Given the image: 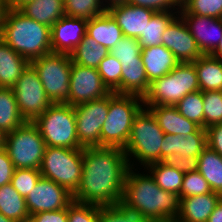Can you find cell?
<instances>
[{
    "instance_id": "6da1fadb",
    "label": "cell",
    "mask_w": 222,
    "mask_h": 222,
    "mask_svg": "<svg viewBox=\"0 0 222 222\" xmlns=\"http://www.w3.org/2000/svg\"><path fill=\"white\" fill-rule=\"evenodd\" d=\"M130 168L123 149L118 147L83 148V171L73 200L96 205H114L123 197Z\"/></svg>"
},
{
    "instance_id": "7a4b0ae2",
    "label": "cell",
    "mask_w": 222,
    "mask_h": 222,
    "mask_svg": "<svg viewBox=\"0 0 222 222\" xmlns=\"http://www.w3.org/2000/svg\"><path fill=\"white\" fill-rule=\"evenodd\" d=\"M135 168L128 169L122 200L151 222H175L180 212V195L161 189L149 172L141 174Z\"/></svg>"
},
{
    "instance_id": "3957f363",
    "label": "cell",
    "mask_w": 222,
    "mask_h": 222,
    "mask_svg": "<svg viewBox=\"0 0 222 222\" xmlns=\"http://www.w3.org/2000/svg\"><path fill=\"white\" fill-rule=\"evenodd\" d=\"M0 38L29 62L52 53L51 28L8 9Z\"/></svg>"
},
{
    "instance_id": "277c9868",
    "label": "cell",
    "mask_w": 222,
    "mask_h": 222,
    "mask_svg": "<svg viewBox=\"0 0 222 222\" xmlns=\"http://www.w3.org/2000/svg\"><path fill=\"white\" fill-rule=\"evenodd\" d=\"M164 134L152 112L143 106L133 120L129 140L123 149L129 166L134 168L139 162L137 165L141 164L145 169L152 163L161 162Z\"/></svg>"
},
{
    "instance_id": "5b68a950",
    "label": "cell",
    "mask_w": 222,
    "mask_h": 222,
    "mask_svg": "<svg viewBox=\"0 0 222 222\" xmlns=\"http://www.w3.org/2000/svg\"><path fill=\"white\" fill-rule=\"evenodd\" d=\"M144 106L137 95L109 94V111L100 133V147L124 149L131 133L136 114Z\"/></svg>"
},
{
    "instance_id": "8992f818",
    "label": "cell",
    "mask_w": 222,
    "mask_h": 222,
    "mask_svg": "<svg viewBox=\"0 0 222 222\" xmlns=\"http://www.w3.org/2000/svg\"><path fill=\"white\" fill-rule=\"evenodd\" d=\"M193 62L179 63L171 72L154 80L143 97L144 106H175L188 93L199 91Z\"/></svg>"
},
{
    "instance_id": "52a82bcc",
    "label": "cell",
    "mask_w": 222,
    "mask_h": 222,
    "mask_svg": "<svg viewBox=\"0 0 222 222\" xmlns=\"http://www.w3.org/2000/svg\"><path fill=\"white\" fill-rule=\"evenodd\" d=\"M33 123L38 127L46 146L83 148L78 141L73 106L52 103Z\"/></svg>"
},
{
    "instance_id": "ba28073f",
    "label": "cell",
    "mask_w": 222,
    "mask_h": 222,
    "mask_svg": "<svg viewBox=\"0 0 222 222\" xmlns=\"http://www.w3.org/2000/svg\"><path fill=\"white\" fill-rule=\"evenodd\" d=\"M83 171V148H62L46 146L40 173L60 186L74 193Z\"/></svg>"
},
{
    "instance_id": "9c48e42d",
    "label": "cell",
    "mask_w": 222,
    "mask_h": 222,
    "mask_svg": "<svg viewBox=\"0 0 222 222\" xmlns=\"http://www.w3.org/2000/svg\"><path fill=\"white\" fill-rule=\"evenodd\" d=\"M46 144L38 127L26 121L7 133L5 149L15 169L40 170Z\"/></svg>"
},
{
    "instance_id": "30bf717a",
    "label": "cell",
    "mask_w": 222,
    "mask_h": 222,
    "mask_svg": "<svg viewBox=\"0 0 222 222\" xmlns=\"http://www.w3.org/2000/svg\"><path fill=\"white\" fill-rule=\"evenodd\" d=\"M52 103H67L70 95L72 59L68 54L50 53L30 62Z\"/></svg>"
},
{
    "instance_id": "8fae6325",
    "label": "cell",
    "mask_w": 222,
    "mask_h": 222,
    "mask_svg": "<svg viewBox=\"0 0 222 222\" xmlns=\"http://www.w3.org/2000/svg\"><path fill=\"white\" fill-rule=\"evenodd\" d=\"M12 90L18 110L25 121L33 122L52 104L31 63L23 70L17 82L12 86Z\"/></svg>"
},
{
    "instance_id": "7c38bea8",
    "label": "cell",
    "mask_w": 222,
    "mask_h": 222,
    "mask_svg": "<svg viewBox=\"0 0 222 222\" xmlns=\"http://www.w3.org/2000/svg\"><path fill=\"white\" fill-rule=\"evenodd\" d=\"M109 111V95L74 107L80 145L100 147V133Z\"/></svg>"
},
{
    "instance_id": "4fadbf2b",
    "label": "cell",
    "mask_w": 222,
    "mask_h": 222,
    "mask_svg": "<svg viewBox=\"0 0 222 222\" xmlns=\"http://www.w3.org/2000/svg\"><path fill=\"white\" fill-rule=\"evenodd\" d=\"M111 91L103 83L95 68L71 64L70 95L68 105L73 107L109 95Z\"/></svg>"
},
{
    "instance_id": "5bb4252c",
    "label": "cell",
    "mask_w": 222,
    "mask_h": 222,
    "mask_svg": "<svg viewBox=\"0 0 222 222\" xmlns=\"http://www.w3.org/2000/svg\"><path fill=\"white\" fill-rule=\"evenodd\" d=\"M25 200L29 214L33 215L67 208L73 196L65 187L41 177Z\"/></svg>"
},
{
    "instance_id": "9a60e30c",
    "label": "cell",
    "mask_w": 222,
    "mask_h": 222,
    "mask_svg": "<svg viewBox=\"0 0 222 222\" xmlns=\"http://www.w3.org/2000/svg\"><path fill=\"white\" fill-rule=\"evenodd\" d=\"M162 45L169 49L180 63L194 62L203 55L179 14L162 34Z\"/></svg>"
},
{
    "instance_id": "2e32d148",
    "label": "cell",
    "mask_w": 222,
    "mask_h": 222,
    "mask_svg": "<svg viewBox=\"0 0 222 222\" xmlns=\"http://www.w3.org/2000/svg\"><path fill=\"white\" fill-rule=\"evenodd\" d=\"M203 54H211L222 39V18L179 13Z\"/></svg>"
},
{
    "instance_id": "e0dca14e",
    "label": "cell",
    "mask_w": 222,
    "mask_h": 222,
    "mask_svg": "<svg viewBox=\"0 0 222 222\" xmlns=\"http://www.w3.org/2000/svg\"><path fill=\"white\" fill-rule=\"evenodd\" d=\"M88 20L63 16L51 27L52 53L70 55L87 32Z\"/></svg>"
},
{
    "instance_id": "ac0fdd59",
    "label": "cell",
    "mask_w": 222,
    "mask_h": 222,
    "mask_svg": "<svg viewBox=\"0 0 222 222\" xmlns=\"http://www.w3.org/2000/svg\"><path fill=\"white\" fill-rule=\"evenodd\" d=\"M107 11L117 21L123 36L135 39L144 35L146 25L156 13L151 9L128 4L127 2L110 6Z\"/></svg>"
},
{
    "instance_id": "d6986e66",
    "label": "cell",
    "mask_w": 222,
    "mask_h": 222,
    "mask_svg": "<svg viewBox=\"0 0 222 222\" xmlns=\"http://www.w3.org/2000/svg\"><path fill=\"white\" fill-rule=\"evenodd\" d=\"M144 107L152 112L164 133L187 135L193 132H206V129L181 115L175 106L155 105Z\"/></svg>"
},
{
    "instance_id": "ffe728a7",
    "label": "cell",
    "mask_w": 222,
    "mask_h": 222,
    "mask_svg": "<svg viewBox=\"0 0 222 222\" xmlns=\"http://www.w3.org/2000/svg\"><path fill=\"white\" fill-rule=\"evenodd\" d=\"M222 195L210 192L181 198L180 212L175 222H207Z\"/></svg>"
},
{
    "instance_id": "44dd1931",
    "label": "cell",
    "mask_w": 222,
    "mask_h": 222,
    "mask_svg": "<svg viewBox=\"0 0 222 222\" xmlns=\"http://www.w3.org/2000/svg\"><path fill=\"white\" fill-rule=\"evenodd\" d=\"M206 147V132H193L187 135L165 133L161 145V160L172 153H179L183 157L199 156Z\"/></svg>"
},
{
    "instance_id": "7402d4cb",
    "label": "cell",
    "mask_w": 222,
    "mask_h": 222,
    "mask_svg": "<svg viewBox=\"0 0 222 222\" xmlns=\"http://www.w3.org/2000/svg\"><path fill=\"white\" fill-rule=\"evenodd\" d=\"M141 59L150 83L171 72L180 63L164 45L141 48Z\"/></svg>"
},
{
    "instance_id": "603a6c76",
    "label": "cell",
    "mask_w": 222,
    "mask_h": 222,
    "mask_svg": "<svg viewBox=\"0 0 222 222\" xmlns=\"http://www.w3.org/2000/svg\"><path fill=\"white\" fill-rule=\"evenodd\" d=\"M86 33L109 51L124 37L117 21L108 11L88 20Z\"/></svg>"
},
{
    "instance_id": "cb8c5ba5",
    "label": "cell",
    "mask_w": 222,
    "mask_h": 222,
    "mask_svg": "<svg viewBox=\"0 0 222 222\" xmlns=\"http://www.w3.org/2000/svg\"><path fill=\"white\" fill-rule=\"evenodd\" d=\"M122 64L121 94L144 97L150 88L142 60L119 61Z\"/></svg>"
},
{
    "instance_id": "d4e9b609",
    "label": "cell",
    "mask_w": 222,
    "mask_h": 222,
    "mask_svg": "<svg viewBox=\"0 0 222 222\" xmlns=\"http://www.w3.org/2000/svg\"><path fill=\"white\" fill-rule=\"evenodd\" d=\"M29 63L0 38V87L12 88Z\"/></svg>"
},
{
    "instance_id": "484cf974",
    "label": "cell",
    "mask_w": 222,
    "mask_h": 222,
    "mask_svg": "<svg viewBox=\"0 0 222 222\" xmlns=\"http://www.w3.org/2000/svg\"><path fill=\"white\" fill-rule=\"evenodd\" d=\"M193 64L200 91H222V60L203 54Z\"/></svg>"
},
{
    "instance_id": "4316f807",
    "label": "cell",
    "mask_w": 222,
    "mask_h": 222,
    "mask_svg": "<svg viewBox=\"0 0 222 222\" xmlns=\"http://www.w3.org/2000/svg\"><path fill=\"white\" fill-rule=\"evenodd\" d=\"M26 17L52 27L65 16L64 0H34L19 9Z\"/></svg>"
},
{
    "instance_id": "83f0119b",
    "label": "cell",
    "mask_w": 222,
    "mask_h": 222,
    "mask_svg": "<svg viewBox=\"0 0 222 222\" xmlns=\"http://www.w3.org/2000/svg\"><path fill=\"white\" fill-rule=\"evenodd\" d=\"M0 213L15 222H29L26 200L11 183L0 187Z\"/></svg>"
},
{
    "instance_id": "f1b7e54d",
    "label": "cell",
    "mask_w": 222,
    "mask_h": 222,
    "mask_svg": "<svg viewBox=\"0 0 222 222\" xmlns=\"http://www.w3.org/2000/svg\"><path fill=\"white\" fill-rule=\"evenodd\" d=\"M109 52L105 46L98 44L95 39L86 33L70 56L73 63L97 69L99 63Z\"/></svg>"
},
{
    "instance_id": "f546056e",
    "label": "cell",
    "mask_w": 222,
    "mask_h": 222,
    "mask_svg": "<svg viewBox=\"0 0 222 222\" xmlns=\"http://www.w3.org/2000/svg\"><path fill=\"white\" fill-rule=\"evenodd\" d=\"M198 172L208 182L212 192L222 195V157L208 146L199 155Z\"/></svg>"
},
{
    "instance_id": "4dcf8cb0",
    "label": "cell",
    "mask_w": 222,
    "mask_h": 222,
    "mask_svg": "<svg viewBox=\"0 0 222 222\" xmlns=\"http://www.w3.org/2000/svg\"><path fill=\"white\" fill-rule=\"evenodd\" d=\"M25 122L18 110L12 88L0 87V128L9 133Z\"/></svg>"
},
{
    "instance_id": "1f68e13d",
    "label": "cell",
    "mask_w": 222,
    "mask_h": 222,
    "mask_svg": "<svg viewBox=\"0 0 222 222\" xmlns=\"http://www.w3.org/2000/svg\"><path fill=\"white\" fill-rule=\"evenodd\" d=\"M145 171L151 174L161 189L180 194L184 173L177 168L165 165L162 162H156L148 165Z\"/></svg>"
},
{
    "instance_id": "d6a6232c",
    "label": "cell",
    "mask_w": 222,
    "mask_h": 222,
    "mask_svg": "<svg viewBox=\"0 0 222 222\" xmlns=\"http://www.w3.org/2000/svg\"><path fill=\"white\" fill-rule=\"evenodd\" d=\"M179 11L156 12L146 25L144 35L138 39L141 48L162 45V34Z\"/></svg>"
},
{
    "instance_id": "836d02e7",
    "label": "cell",
    "mask_w": 222,
    "mask_h": 222,
    "mask_svg": "<svg viewBox=\"0 0 222 222\" xmlns=\"http://www.w3.org/2000/svg\"><path fill=\"white\" fill-rule=\"evenodd\" d=\"M99 222H151L122 199L114 205H99Z\"/></svg>"
},
{
    "instance_id": "e575fe53",
    "label": "cell",
    "mask_w": 222,
    "mask_h": 222,
    "mask_svg": "<svg viewBox=\"0 0 222 222\" xmlns=\"http://www.w3.org/2000/svg\"><path fill=\"white\" fill-rule=\"evenodd\" d=\"M64 8L66 16L86 20L107 11L102 0H64Z\"/></svg>"
},
{
    "instance_id": "d590c367",
    "label": "cell",
    "mask_w": 222,
    "mask_h": 222,
    "mask_svg": "<svg viewBox=\"0 0 222 222\" xmlns=\"http://www.w3.org/2000/svg\"><path fill=\"white\" fill-rule=\"evenodd\" d=\"M175 107L181 115L204 128V104L202 91L188 93Z\"/></svg>"
},
{
    "instance_id": "8d00e7d4",
    "label": "cell",
    "mask_w": 222,
    "mask_h": 222,
    "mask_svg": "<svg viewBox=\"0 0 222 222\" xmlns=\"http://www.w3.org/2000/svg\"><path fill=\"white\" fill-rule=\"evenodd\" d=\"M103 83L111 92L121 94L122 64L111 54H108L97 67Z\"/></svg>"
},
{
    "instance_id": "74e56055",
    "label": "cell",
    "mask_w": 222,
    "mask_h": 222,
    "mask_svg": "<svg viewBox=\"0 0 222 222\" xmlns=\"http://www.w3.org/2000/svg\"><path fill=\"white\" fill-rule=\"evenodd\" d=\"M179 13L222 18V0H181Z\"/></svg>"
},
{
    "instance_id": "f35d334b",
    "label": "cell",
    "mask_w": 222,
    "mask_h": 222,
    "mask_svg": "<svg viewBox=\"0 0 222 222\" xmlns=\"http://www.w3.org/2000/svg\"><path fill=\"white\" fill-rule=\"evenodd\" d=\"M204 104V129L222 123V91L202 92Z\"/></svg>"
},
{
    "instance_id": "ab89813d",
    "label": "cell",
    "mask_w": 222,
    "mask_h": 222,
    "mask_svg": "<svg viewBox=\"0 0 222 222\" xmlns=\"http://www.w3.org/2000/svg\"><path fill=\"white\" fill-rule=\"evenodd\" d=\"M42 177L37 169H15L11 179V185L26 198Z\"/></svg>"
},
{
    "instance_id": "60d3db41",
    "label": "cell",
    "mask_w": 222,
    "mask_h": 222,
    "mask_svg": "<svg viewBox=\"0 0 222 222\" xmlns=\"http://www.w3.org/2000/svg\"><path fill=\"white\" fill-rule=\"evenodd\" d=\"M68 222H99V205L73 200L68 205Z\"/></svg>"
},
{
    "instance_id": "b9f144b4",
    "label": "cell",
    "mask_w": 222,
    "mask_h": 222,
    "mask_svg": "<svg viewBox=\"0 0 222 222\" xmlns=\"http://www.w3.org/2000/svg\"><path fill=\"white\" fill-rule=\"evenodd\" d=\"M212 192L208 182L198 171L184 173L180 198L197 196Z\"/></svg>"
},
{
    "instance_id": "7bdbcfd3",
    "label": "cell",
    "mask_w": 222,
    "mask_h": 222,
    "mask_svg": "<svg viewBox=\"0 0 222 222\" xmlns=\"http://www.w3.org/2000/svg\"><path fill=\"white\" fill-rule=\"evenodd\" d=\"M118 61L142 60L141 46L138 39L123 37L109 52Z\"/></svg>"
},
{
    "instance_id": "ee69618b",
    "label": "cell",
    "mask_w": 222,
    "mask_h": 222,
    "mask_svg": "<svg viewBox=\"0 0 222 222\" xmlns=\"http://www.w3.org/2000/svg\"><path fill=\"white\" fill-rule=\"evenodd\" d=\"M161 162L173 166L183 173L198 171L199 156L183 157L179 153H172L164 157Z\"/></svg>"
},
{
    "instance_id": "f6af8a7d",
    "label": "cell",
    "mask_w": 222,
    "mask_h": 222,
    "mask_svg": "<svg viewBox=\"0 0 222 222\" xmlns=\"http://www.w3.org/2000/svg\"><path fill=\"white\" fill-rule=\"evenodd\" d=\"M128 4L141 6L154 12L180 11L181 0H127Z\"/></svg>"
},
{
    "instance_id": "bcb514c9",
    "label": "cell",
    "mask_w": 222,
    "mask_h": 222,
    "mask_svg": "<svg viewBox=\"0 0 222 222\" xmlns=\"http://www.w3.org/2000/svg\"><path fill=\"white\" fill-rule=\"evenodd\" d=\"M29 222H68V207L30 215Z\"/></svg>"
},
{
    "instance_id": "7dc6e473",
    "label": "cell",
    "mask_w": 222,
    "mask_h": 222,
    "mask_svg": "<svg viewBox=\"0 0 222 222\" xmlns=\"http://www.w3.org/2000/svg\"><path fill=\"white\" fill-rule=\"evenodd\" d=\"M15 167L5 148L0 150V187L11 182Z\"/></svg>"
},
{
    "instance_id": "c3c4849f",
    "label": "cell",
    "mask_w": 222,
    "mask_h": 222,
    "mask_svg": "<svg viewBox=\"0 0 222 222\" xmlns=\"http://www.w3.org/2000/svg\"><path fill=\"white\" fill-rule=\"evenodd\" d=\"M207 146L222 157V123L206 128Z\"/></svg>"
},
{
    "instance_id": "681fc988",
    "label": "cell",
    "mask_w": 222,
    "mask_h": 222,
    "mask_svg": "<svg viewBox=\"0 0 222 222\" xmlns=\"http://www.w3.org/2000/svg\"><path fill=\"white\" fill-rule=\"evenodd\" d=\"M207 222H222V199L218 202Z\"/></svg>"
},
{
    "instance_id": "f907efd6",
    "label": "cell",
    "mask_w": 222,
    "mask_h": 222,
    "mask_svg": "<svg viewBox=\"0 0 222 222\" xmlns=\"http://www.w3.org/2000/svg\"><path fill=\"white\" fill-rule=\"evenodd\" d=\"M8 9L9 8H8L7 0H0V32L5 22L6 13Z\"/></svg>"
},
{
    "instance_id": "816d5d0a",
    "label": "cell",
    "mask_w": 222,
    "mask_h": 222,
    "mask_svg": "<svg viewBox=\"0 0 222 222\" xmlns=\"http://www.w3.org/2000/svg\"><path fill=\"white\" fill-rule=\"evenodd\" d=\"M34 0H7L8 8L13 10H19L26 3Z\"/></svg>"
},
{
    "instance_id": "f5cc1de1",
    "label": "cell",
    "mask_w": 222,
    "mask_h": 222,
    "mask_svg": "<svg viewBox=\"0 0 222 222\" xmlns=\"http://www.w3.org/2000/svg\"><path fill=\"white\" fill-rule=\"evenodd\" d=\"M210 55L214 58L222 60V39L220 40L216 49Z\"/></svg>"
},
{
    "instance_id": "db71d44e",
    "label": "cell",
    "mask_w": 222,
    "mask_h": 222,
    "mask_svg": "<svg viewBox=\"0 0 222 222\" xmlns=\"http://www.w3.org/2000/svg\"><path fill=\"white\" fill-rule=\"evenodd\" d=\"M107 2V3H106ZM127 0H102L104 6L108 9L110 6L126 3Z\"/></svg>"
},
{
    "instance_id": "11a10c76",
    "label": "cell",
    "mask_w": 222,
    "mask_h": 222,
    "mask_svg": "<svg viewBox=\"0 0 222 222\" xmlns=\"http://www.w3.org/2000/svg\"><path fill=\"white\" fill-rule=\"evenodd\" d=\"M7 133L0 128V146H5Z\"/></svg>"
},
{
    "instance_id": "9f6ffc18",
    "label": "cell",
    "mask_w": 222,
    "mask_h": 222,
    "mask_svg": "<svg viewBox=\"0 0 222 222\" xmlns=\"http://www.w3.org/2000/svg\"><path fill=\"white\" fill-rule=\"evenodd\" d=\"M0 222H15V221L7 218V217L4 216L2 213H0Z\"/></svg>"
}]
</instances>
